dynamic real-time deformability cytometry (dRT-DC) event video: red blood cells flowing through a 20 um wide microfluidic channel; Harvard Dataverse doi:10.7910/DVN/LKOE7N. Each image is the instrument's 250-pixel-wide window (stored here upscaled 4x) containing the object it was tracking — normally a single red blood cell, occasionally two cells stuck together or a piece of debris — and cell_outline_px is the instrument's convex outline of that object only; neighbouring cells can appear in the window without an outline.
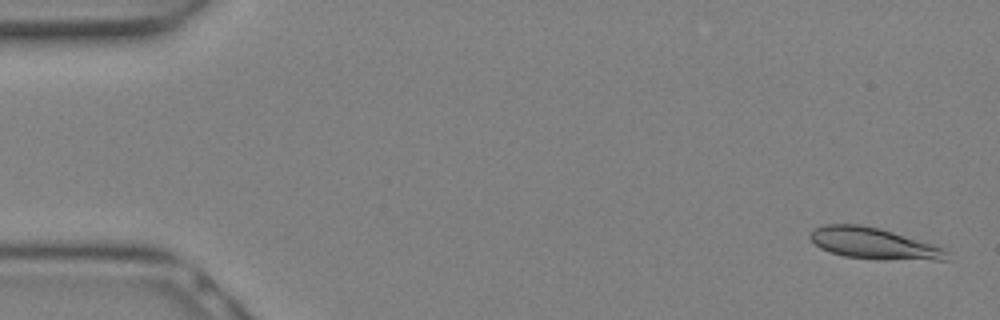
{"species": "Egyptian fruit bat (a non-hibernating species)", "species_latin": "Rousettus aegyptiacus", "temperature_condition": "warm", "stored_images_in_passage": 17, "camera_frame_rate_fps": 3000, "um_per_image_px": 0.085, "animal": {"sex": "female"}, "frame": {"image": 1, "passage_image": 1, "time_ms": 0.0, "image_size_px": [1000, 320], "cell_outline_px": [[948, 260], [880, 260], [844, 256], [828, 252], [820, 248], [808, 236], [812, 228], [824, 224], [860, 224], [880, 228], [932, 244], [944, 248], [948, 252]], "centroid_in_image_um": [74.24, 20.7], "position_along_channel_um": 10.8, "area_um2": 25.2}}
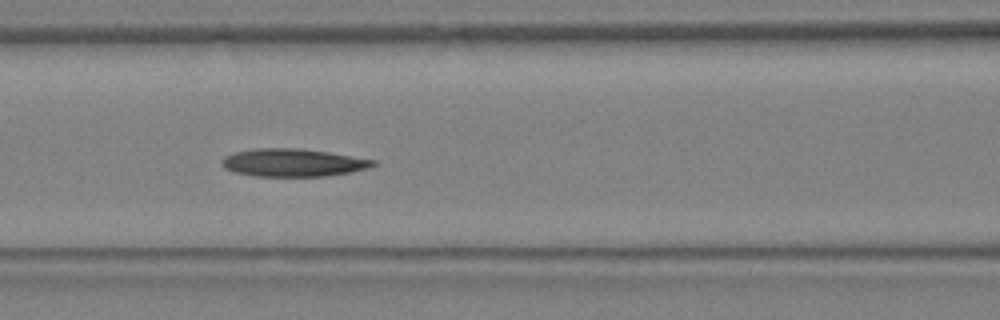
{"frame": {"image": 2, "passage_image": 12, "time_ms": 3.667, "image_size_px": [1000, 320], "cell_outline_px": [[376, 164], [368, 168], [352, 172], [324, 176], [256, 176], [236, 172], [224, 168], [220, 164], [220, 160], [224, 156], [236, 152], [252, 148], [300, 148], [328, 152], [376, 160]], "centroid_in_image_um": [24.88, 13.82], "position_along_channel_um": 141.7, "area_um2": 24.57}}
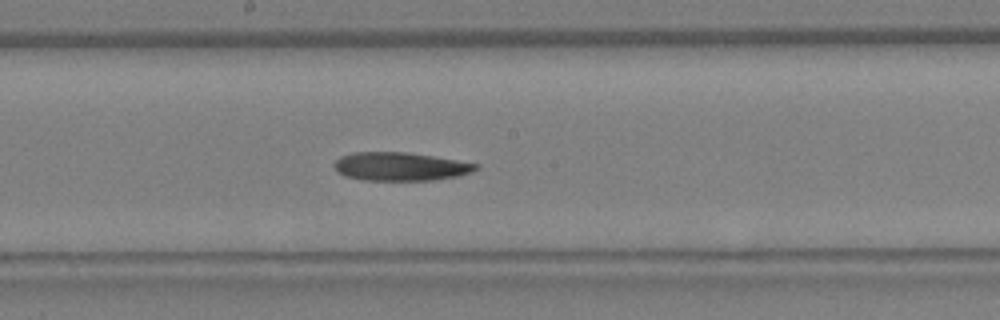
{"frame": {"image": 3, "passage_image": 15, "time_ms": 4.667, "image_size_px": [1000, 320], "cell_outline_px": [[480, 168], [472, 172], [456, 176], [432, 180], [364, 180], [344, 176], [332, 164], [340, 156], [352, 152], [408, 152], [480, 164]], "centroid_in_image_um": [34.03, 14.15], "position_along_channel_um": 214.2, "area_um2": 23.41}}